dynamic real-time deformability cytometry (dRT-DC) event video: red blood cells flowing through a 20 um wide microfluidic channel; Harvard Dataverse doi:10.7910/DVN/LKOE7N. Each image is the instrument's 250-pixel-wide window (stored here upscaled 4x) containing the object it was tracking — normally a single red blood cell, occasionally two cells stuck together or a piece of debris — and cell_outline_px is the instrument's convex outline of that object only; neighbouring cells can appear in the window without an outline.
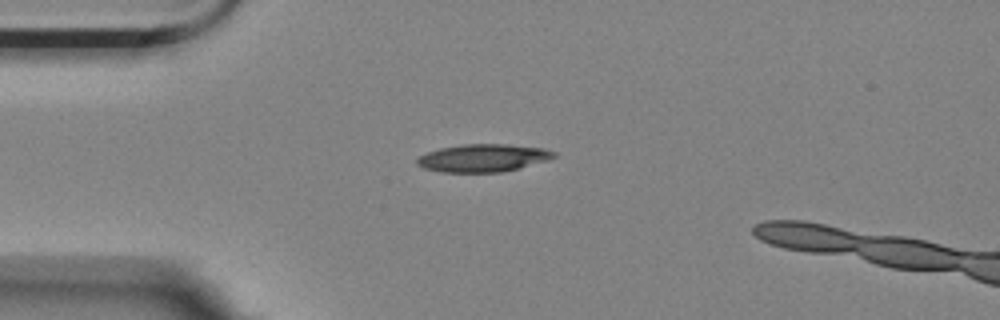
{"species": "Egyptian fruit bat (a non-hibernating species)", "species_latin": "Rousettus aegyptiacus", "temperature_condition": "room temperature", "stored_images_in_passage": 6, "camera_frame_rate_fps": 3000, "um_per_image_px": 0.085, "animal": {"sex": "female"}, "frame": {"image": 1, "passage_image": 1, "time_ms": 0.0, "image_size_px": [1000, 320], "cell_outline_px": [[556, 156], [548, 160], [520, 168], [504, 172], [440, 172], [424, 168], [416, 164], [416, 160], [420, 156], [428, 152], [440, 148], [464, 144], [508, 144], [544, 148], [556, 152]], "centroid_in_image_um": [41.08, 13.43], "position_along_channel_um": 43.9, "area_um2": 22.2}}
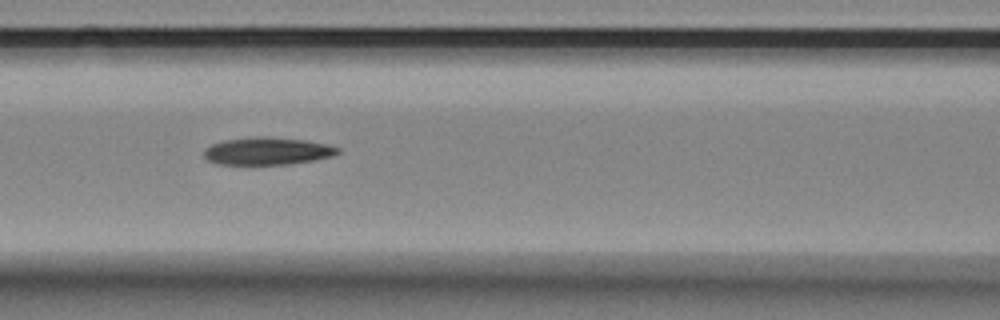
{"frame": {"image": 2, "passage_image": 4, "time_ms": 1.0, "image_size_px": [1000, 320], "cell_outline_px": [[340, 152], [332, 156], [312, 160], [288, 164], [216, 164], [208, 160], [204, 156], [204, 148], [212, 144], [224, 140], [252, 136], [264, 136], [304, 140], [324, 144], [340, 148]], "centroid_in_image_um": [22.68, 12.83], "position_along_channel_um": 143.9, "area_um2": 21.33}}
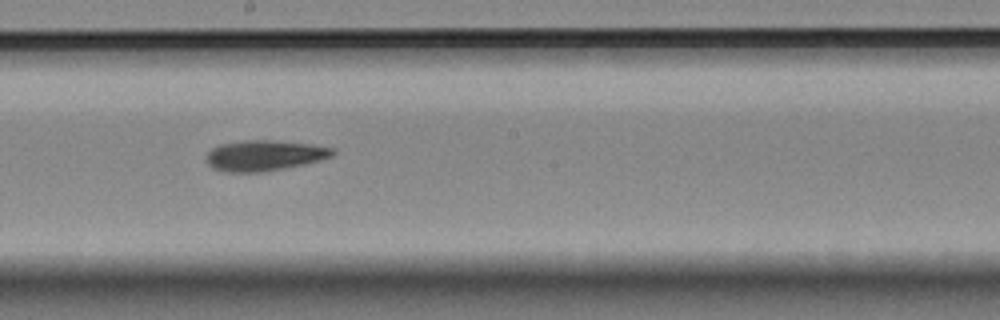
{"frame": {"image": 3, "passage_image": 6, "time_ms": 1.667, "image_size_px": [1000, 320], "cell_outline_px": [[336, 152], [332, 156], [320, 160], [304, 164], [284, 168], [260, 172], [224, 172], [212, 168], [208, 164], [208, 152], [212, 148], [220, 144], [244, 140], [272, 140], [308, 144], [332, 148]], "centroid_in_image_um": [22.45, 13.22], "position_along_channel_um": 225.7, "area_um2": 22.31}}